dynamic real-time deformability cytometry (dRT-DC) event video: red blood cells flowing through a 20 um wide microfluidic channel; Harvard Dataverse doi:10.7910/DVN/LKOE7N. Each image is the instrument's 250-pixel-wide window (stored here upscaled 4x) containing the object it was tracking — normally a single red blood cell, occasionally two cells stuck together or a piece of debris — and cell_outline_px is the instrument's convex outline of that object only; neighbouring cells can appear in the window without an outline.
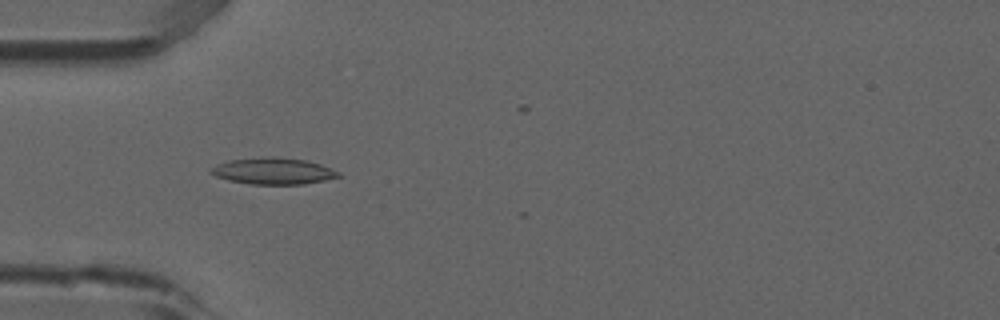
{"species": "common noctule bat (a hibernating species)", "species_latin": "Nyctalus noctula", "temperature_condition": "room temperature", "stored_images_in_passage": 5, "camera_frame_rate_fps": 3000, "um_per_image_px": 0.085, "animal": {"sex": "male", "forearm_length_mm": 52.5}, "frame": {"image": 1, "passage_image": 4, "time_ms": 1.0, "image_size_px": [1000, 320], "cell_outline_px": [[344, 176], [324, 180], [300, 184], [252, 184], [228, 180], [216, 176], [208, 172], [208, 168], [216, 164], [228, 160], [264, 156], [272, 156], [308, 160], [320, 164], [340, 172]], "centroid_in_image_um": [23.2, 14.52], "position_along_channel_um": 61.8, "area_um2": 19.94}}
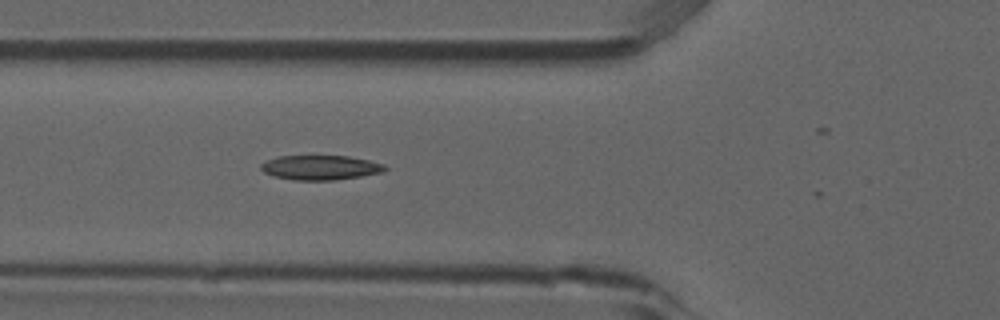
{"frame": {"image": 2, "passage_image": 5, "time_ms": 1.333, "image_size_px": [1000, 320], "cell_outline_px": [[388, 168], [380, 172], [360, 176], [332, 180], [292, 180], [272, 176], [264, 172], [260, 168], [260, 164], [268, 160], [280, 156], [348, 156], [368, 160], [384, 164]], "centroid_in_image_um": [27.2, 14.24], "position_along_channel_um": 98.6, "area_um2": 17.63}}